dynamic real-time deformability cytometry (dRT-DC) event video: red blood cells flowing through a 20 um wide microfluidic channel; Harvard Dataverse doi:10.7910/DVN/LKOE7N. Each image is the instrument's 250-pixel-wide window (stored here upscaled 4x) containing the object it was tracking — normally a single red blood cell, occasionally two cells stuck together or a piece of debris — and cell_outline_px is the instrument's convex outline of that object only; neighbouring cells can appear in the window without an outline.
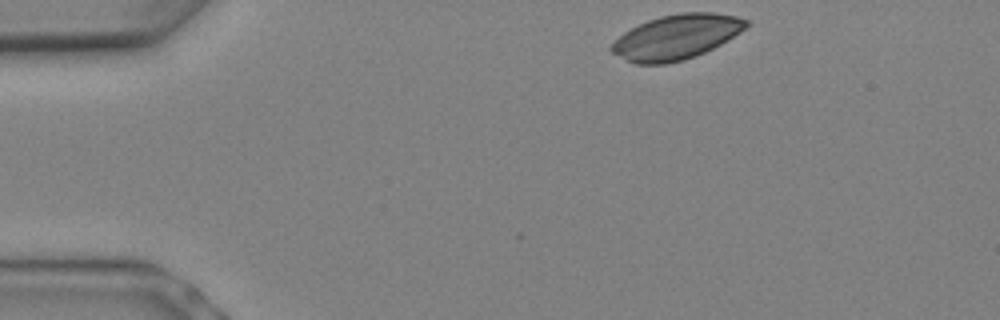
{"species": "Egyptian fruit bat (a non-hibernating species)", "species_latin": "Rousettus aegyptiacus", "temperature_condition": "warm", "stored_images_in_passage": 4, "camera_frame_rate_fps": 3000, "um_per_image_px": 0.085, "animal": {"sex": "female"}, "frame": {"image": 1, "passage_image": 1, "time_ms": 0.0, "image_size_px": [1000, 320], "cell_outline_px": [[748, 24], [740, 32], [728, 40], [704, 52], [684, 60], [664, 64], [636, 64], [612, 52], [608, 48], [624, 32], [648, 20], [660, 16], [680, 12], [712, 12], [736, 16], [748, 20]], "centroid_in_image_um": [57.5, 3.14], "position_along_channel_um": 27.5, "area_um2": 34.74}}
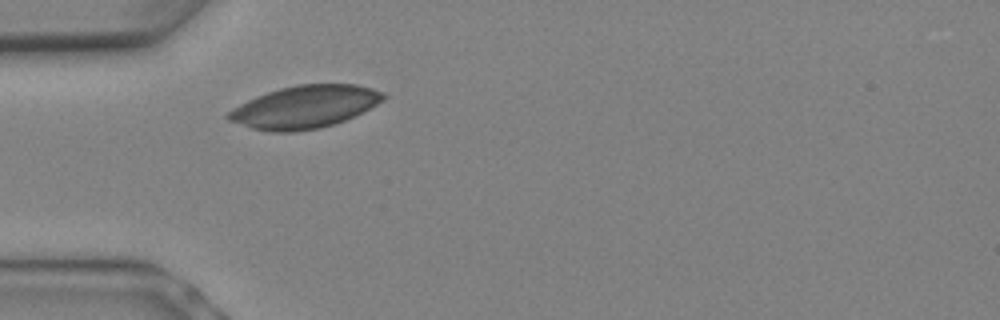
{"frame": {"image": 2, "passage_image": 4, "time_ms": 1.0, "image_size_px": [1000, 320], "cell_outline_px": [[388, 96], [384, 100], [344, 120], [320, 128], [296, 132], [268, 132], [252, 128], [228, 120], [224, 116], [232, 108], [256, 96], [280, 88], [300, 84], [356, 84], [372, 88], [384, 92]], "centroid_in_image_um": [25.88, 9.09], "position_along_channel_um": 59.1, "area_um2": 38.32}}